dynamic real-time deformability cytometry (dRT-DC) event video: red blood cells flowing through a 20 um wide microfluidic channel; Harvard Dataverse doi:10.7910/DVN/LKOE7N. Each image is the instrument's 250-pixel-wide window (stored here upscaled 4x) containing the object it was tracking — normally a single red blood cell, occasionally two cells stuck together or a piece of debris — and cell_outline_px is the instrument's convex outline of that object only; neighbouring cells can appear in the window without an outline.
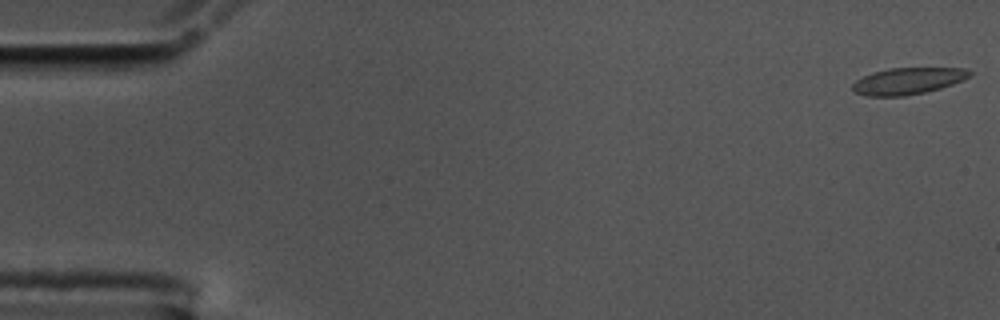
{"species": "common noctule bat (a hibernating species)", "species_latin": "Nyctalus noctula", "temperature_condition": "cold", "stored_images_in_passage": 50, "camera_frame_rate_fps": 3000, "um_per_image_px": 0.085, "animal": {"sex": "male", "body_mass_g": 17.5, "forearm_length_mm": 52.3}, "frame": {"image": 1, "passage_image": 1, "time_ms": 0.0, "image_size_px": [1000, 320], "cell_outline_px": [[972, 72], [964, 80], [940, 88], [924, 92], [904, 96], [868, 96], [856, 92], [852, 88], [852, 84], [856, 80], [872, 72], [888, 68], [964, 68]], "centroid_in_image_um": [77.15, 6.88], "position_along_channel_um": 7.8, "area_um2": 18.03}}
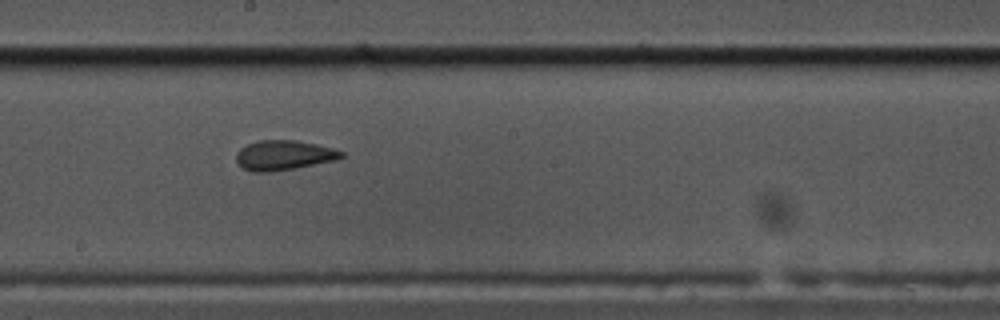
{"frame": {"image": 2, "passage_image": 31, "time_ms": 10.0, "image_size_px": [1000, 320], "cell_outline_px": [[344, 156], [336, 160], [272, 172], [252, 172], [244, 168], [236, 160], [236, 152], [240, 148], [248, 144], [260, 140], [296, 140], [316, 144], [332, 148], [344, 152]], "centroid_in_image_um": [24.11, 13.19], "position_along_channel_um": 224.1, "area_um2": 18.15}}
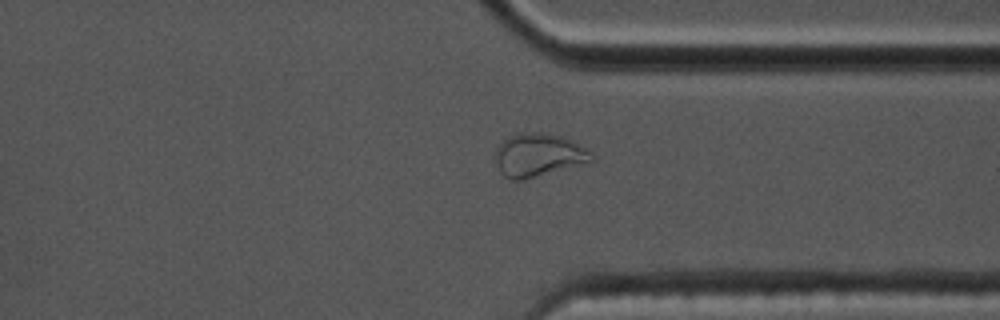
{"frame": {"image": 3, "passage_image": 43, "time_ms": 14.0, "image_size_px": [1000, 320], "cell_outline_px": [[596, 160], [536, 176], [520, 180], [512, 180], [504, 176], [500, 172], [496, 164], [496, 148], [500, 140], [508, 136], [520, 132], [540, 132], [560, 136], [592, 152], [596, 156]], "centroid_in_image_um": [45.72, 13.16], "position_along_channel_um": 365.7, "area_um2": 24.04}}